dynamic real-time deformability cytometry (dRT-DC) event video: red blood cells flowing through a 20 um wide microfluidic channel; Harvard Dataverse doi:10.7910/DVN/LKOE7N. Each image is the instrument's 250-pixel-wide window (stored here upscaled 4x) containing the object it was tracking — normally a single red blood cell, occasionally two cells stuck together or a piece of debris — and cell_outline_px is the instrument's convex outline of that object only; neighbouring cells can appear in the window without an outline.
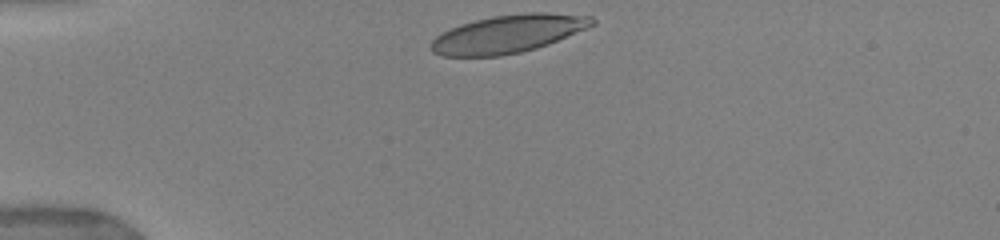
{"species": "human", "species_latin": "Homo sapiens", "temperature_condition": "warm", "stored_images_in_passage": 32, "camera_frame_rate_fps": 3000, "um_per_image_px": 0.085, "donor": {"sex": "female"}, "frame": {"image": 1, "passage_image": 1, "time_ms": 0.0, "image_size_px": [1000, 240], "cell_outline_px": [[596, 24], [548, 44], [536, 48], [520, 52], [500, 56], [444, 56], [432, 52], [432, 40], [436, 36], [460, 24], [492, 16], [528, 12], [544, 12], [592, 16], [596, 20]], "centroid_in_image_um": [43.22, 2.87], "position_along_channel_um": 41.8, "area_um2": 35.37}}
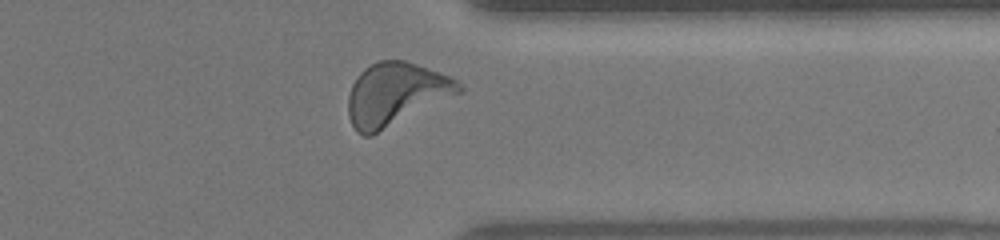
{"frame": {"image": 2, "passage_image": 27, "time_ms": 9.667, "image_size_px": [1000, 240], "cell_outline_px": [[464, 92], [372, 136], [364, 136], [356, 132], [352, 124], [348, 112], [348, 96], [352, 84], [356, 76], [364, 68], [380, 60], [404, 60], [452, 76], [460, 80], [464, 88]], "centroid_in_image_um": [33.68, 8.01], "position_along_channel_um": 377.7, "area_um2": 41.1}, "authors_computed_cell_mechanics": {"area_um2": 36.9631, "velocity_mm_per_s": 3.8762, "shape_relaxation_time_tau1_ms": 2.5508, "shape_relaxation_time_tau2_ms": null, "deformation_change_tau1": 0.1615, "deformation_change_tau2": null}}